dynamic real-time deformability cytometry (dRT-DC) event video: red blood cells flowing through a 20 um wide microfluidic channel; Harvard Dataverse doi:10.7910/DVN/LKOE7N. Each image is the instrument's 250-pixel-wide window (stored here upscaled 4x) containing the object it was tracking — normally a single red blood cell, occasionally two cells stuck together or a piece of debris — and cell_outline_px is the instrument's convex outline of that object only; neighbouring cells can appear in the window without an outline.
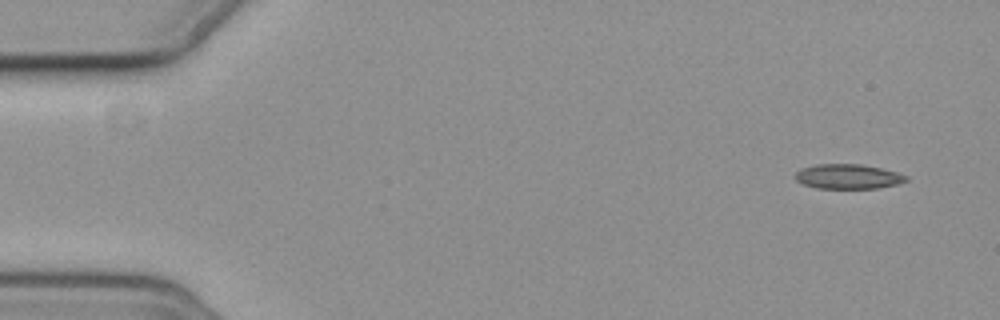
{"species": "common noctule bat (a hibernating species)", "species_latin": "Nyctalus noctula", "temperature_condition": "cold", "stored_images_in_passage": 5, "camera_frame_rate_fps": 3000, "um_per_image_px": 0.085, "animal": {"sex": "female", "body_mass_g": 19.3, "forearm_length_mm": 54.1}, "frame": {"image": 1, "passage_image": 1, "time_ms": 0.0, "image_size_px": [1000, 320], "cell_outline_px": [[908, 180], [896, 184], [880, 188], [820, 188], [804, 184], [796, 180], [796, 172], [800, 168], [816, 164], [864, 164], [896, 172], [908, 176]], "centroid_in_image_um": [72.09, 14.99], "position_along_channel_um": 12.9, "area_um2": 15.9}}